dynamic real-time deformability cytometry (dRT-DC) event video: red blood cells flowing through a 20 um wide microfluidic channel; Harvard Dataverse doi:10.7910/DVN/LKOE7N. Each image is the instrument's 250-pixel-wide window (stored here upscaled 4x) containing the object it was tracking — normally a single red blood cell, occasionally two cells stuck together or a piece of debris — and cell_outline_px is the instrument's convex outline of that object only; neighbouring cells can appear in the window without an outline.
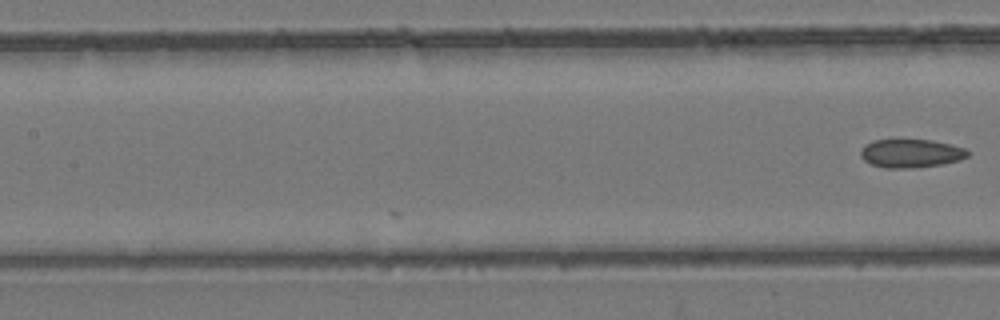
{"species": "common noctule bat (a hibernating species)", "species_latin": "Nyctalus noctula", "temperature_condition": "room temperature", "stored_images_in_passage": 5, "camera_frame_rate_fps": 3000, "um_per_image_px": 0.085, "animal": {"sex": "female", "body_mass_g": 24.6, "forearm_length_mm": 56.2}, "frame": {"image": 1, "passage_image": 5, "time_ms": 1.333, "image_size_px": [1000, 320], "cell_outline_px": [[972, 152], [968, 156], [960, 160], [940, 164], [912, 168], [884, 168], [872, 164], [864, 160], [860, 156], [860, 152], [864, 144], [872, 140], [932, 140], [964, 148]], "centroid_in_image_um": [77.41, 13.03], "position_along_channel_um": 130.0, "area_um2": 17.74}}